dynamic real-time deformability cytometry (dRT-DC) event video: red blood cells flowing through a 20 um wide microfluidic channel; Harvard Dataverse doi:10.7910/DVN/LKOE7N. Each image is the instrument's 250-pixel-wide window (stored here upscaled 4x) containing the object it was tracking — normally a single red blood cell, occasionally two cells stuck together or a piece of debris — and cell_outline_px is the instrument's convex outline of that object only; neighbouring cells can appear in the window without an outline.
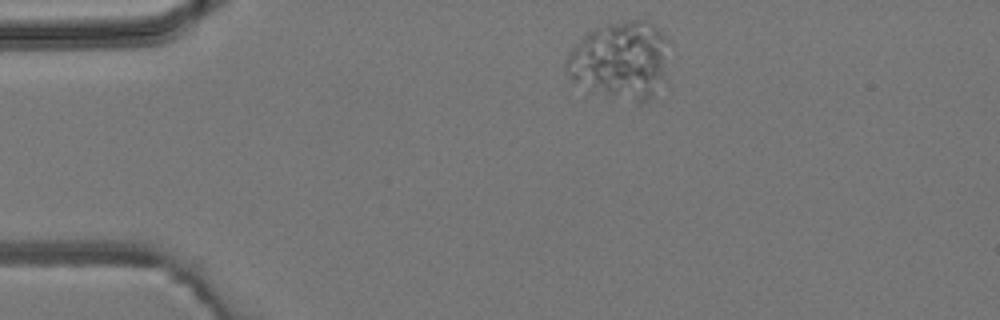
{"species": "common noctule bat (a hibernating species)", "species_latin": "Nyctalus noctula", "temperature_condition": "room temperature", "stored_images_in_passage": 3, "camera_frame_rate_fps": 3000, "um_per_image_px": 0.085, "animal": {"sex": "male", "body_mass_g": 19.2, "forearm_length_mm": 51.8}, "frame": {"image": 1, "passage_image": 1, "time_ms": 0.0, "image_size_px": [1000, 320], "cell_outline_px": [[668, 40], [664, 80], [652, 96], [644, 104], [636, 104], [612, 96], [568, 80], [564, 68], [564, 60], [572, 48], [584, 36], [596, 28], [608, 24], [628, 20], [644, 20], [652, 24]], "centroid_in_image_um": [52.72, 5.14], "position_along_channel_um": 32.3, "area_um2": 46.36}}
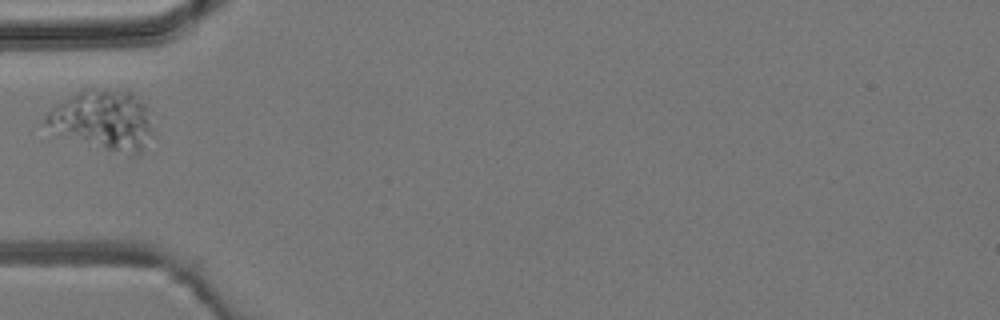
{"frame": {"image": 2, "passage_image": 3, "time_ms": 2.333, "image_size_px": [1000, 320], "cell_outline_px": [[152, 132], [140, 156], [132, 156], [56, 136], [44, 120], [44, 116], [56, 104], [76, 92], [84, 88], [112, 88], [132, 92], [144, 104], [152, 128]], "centroid_in_image_um": [8.72, 10.21], "position_along_channel_um": 76.3, "area_um2": 37.86}}